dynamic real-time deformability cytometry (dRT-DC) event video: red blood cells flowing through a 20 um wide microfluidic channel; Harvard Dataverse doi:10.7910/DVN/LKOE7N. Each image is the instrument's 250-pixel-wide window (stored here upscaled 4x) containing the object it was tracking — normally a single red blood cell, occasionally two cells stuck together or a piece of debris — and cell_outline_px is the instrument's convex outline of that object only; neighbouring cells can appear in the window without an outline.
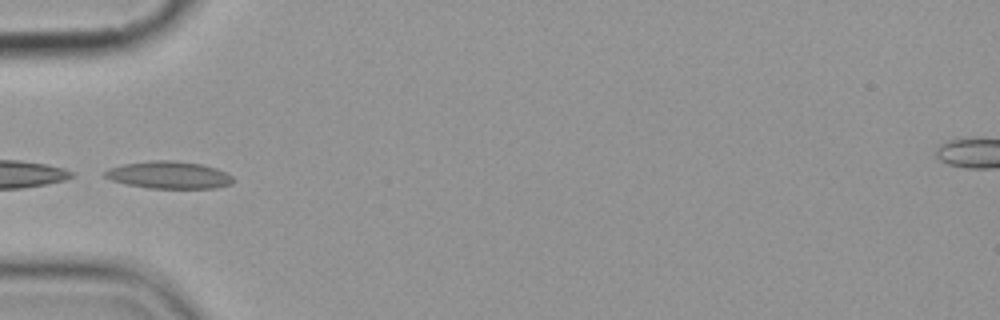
{"species": "common noctule bat (a hibernating species)", "species_latin": "Nyctalus noctula", "temperature_condition": "cold", "stored_images_in_passage": 9, "camera_frame_rate_fps": 3000, "um_per_image_px": 0.085, "animal": {"sex": "female", "body_mass_g": 19.9}, "frame": {"image": 1, "passage_image": 6, "time_ms": 6.0, "image_size_px": [1000, 320], "cell_outline_px": [[232, 184], [216, 188], [148, 188], [128, 184], [112, 180], [104, 176], [104, 172], [112, 168], [124, 164], [156, 160], [172, 160], [200, 164], [216, 168], [232, 176]], "centroid_in_image_um": [14.39, 14.88], "position_along_channel_um": 70.6, "area_um2": 20.06}}
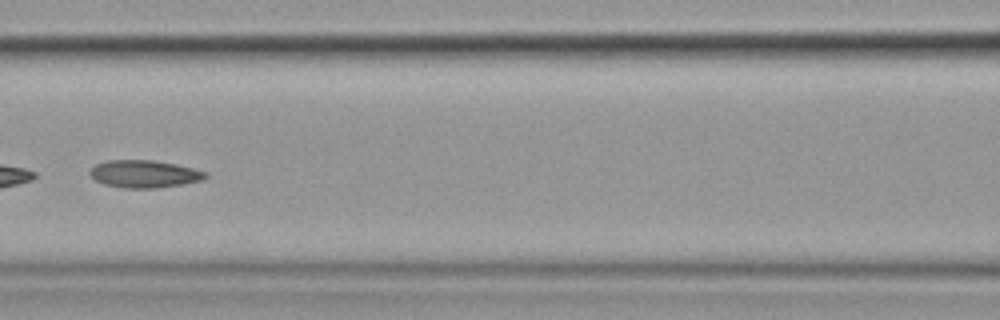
{"frame": {"image": 2, "passage_image": 8, "time_ms": 8.333, "image_size_px": [1000, 320], "cell_outline_px": [[208, 176], [200, 180], [184, 184], [156, 188], [124, 188], [104, 184], [96, 180], [88, 172], [96, 164], [108, 160], [152, 160], [176, 164], [208, 172]], "centroid_in_image_um": [12.27, 14.78], "position_along_channel_um": 154.3, "area_um2": 18.44}}
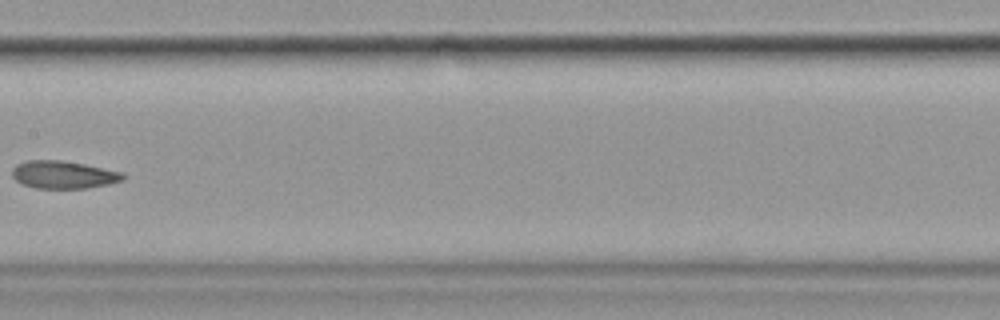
{"frame": {"image": 3, "passage_image": 9, "time_ms": 9.667, "image_size_px": [1000, 320], "cell_outline_px": [[124, 180], [108, 184], [88, 188], [36, 188], [20, 184], [12, 176], [12, 168], [16, 164], [28, 160], [60, 160], [84, 164], [120, 172], [124, 176]], "centroid_in_image_um": [5.33, 14.85], "position_along_channel_um": 202.1, "area_um2": 17.8}}